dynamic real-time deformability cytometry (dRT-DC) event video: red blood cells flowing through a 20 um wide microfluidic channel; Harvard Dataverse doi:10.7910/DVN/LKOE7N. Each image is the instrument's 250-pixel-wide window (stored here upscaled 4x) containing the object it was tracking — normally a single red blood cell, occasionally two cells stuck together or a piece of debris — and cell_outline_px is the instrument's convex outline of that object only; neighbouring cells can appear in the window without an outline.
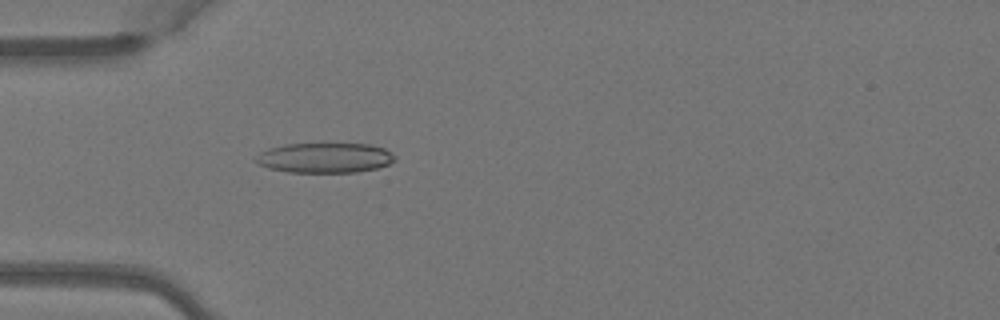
{"species": "Egyptian fruit bat (a non-hibernating species)", "species_latin": "Rousettus aegyptiacus", "temperature_condition": "warm", "stored_images_in_passage": 4, "camera_frame_rate_fps": 3000, "um_per_image_px": 0.085, "animal": {"sex": "female"}, "frame": {"image": 1, "passage_image": 4, "time_ms": 1.0, "image_size_px": [1000, 320], "cell_outline_px": [[396, 160], [388, 164], [376, 168], [356, 172], [288, 172], [268, 168], [252, 160], [260, 152], [268, 148], [284, 144], [372, 144], [384, 148], [396, 156]], "centroid_in_image_um": [27.59, 13.41], "position_along_channel_um": 57.4, "area_um2": 24.39}}